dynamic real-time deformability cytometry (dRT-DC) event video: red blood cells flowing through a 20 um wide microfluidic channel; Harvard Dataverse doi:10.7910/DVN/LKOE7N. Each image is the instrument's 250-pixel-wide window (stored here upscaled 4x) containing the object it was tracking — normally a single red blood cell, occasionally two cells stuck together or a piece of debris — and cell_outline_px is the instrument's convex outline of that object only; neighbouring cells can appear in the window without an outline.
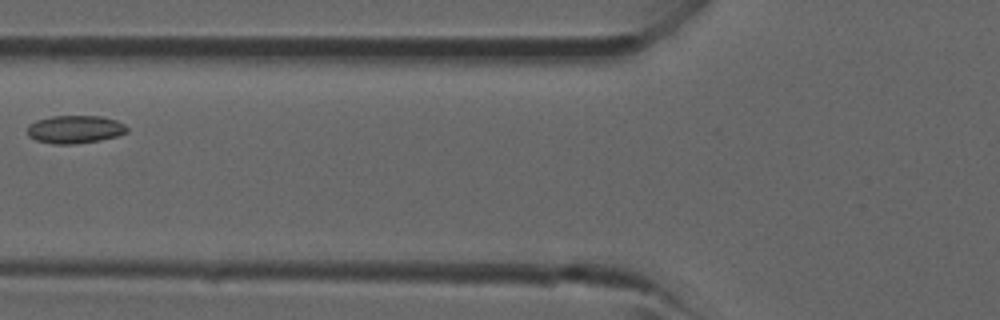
{"species": "common noctule bat (a hibernating species)", "species_latin": "Nyctalus noctula", "temperature_condition": "room temperature", "stored_images_in_passage": 3, "camera_frame_rate_fps": 3000, "um_per_image_px": 0.085, "animal": {"sex": "male", "forearm_length_mm": 52.5}, "frame": {"image": 1, "passage_image": 3, "time_ms": 3.333, "image_size_px": [1000, 320], "cell_outline_px": [[128, 132], [116, 136], [100, 140], [72, 144], [52, 144], [36, 140], [28, 136], [28, 124], [36, 120], [52, 116], [100, 116], [116, 120], [124, 124], [128, 128]], "centroid_in_image_um": [6.36, 10.99], "position_along_channel_um": 119.4, "area_um2": 16.24}}